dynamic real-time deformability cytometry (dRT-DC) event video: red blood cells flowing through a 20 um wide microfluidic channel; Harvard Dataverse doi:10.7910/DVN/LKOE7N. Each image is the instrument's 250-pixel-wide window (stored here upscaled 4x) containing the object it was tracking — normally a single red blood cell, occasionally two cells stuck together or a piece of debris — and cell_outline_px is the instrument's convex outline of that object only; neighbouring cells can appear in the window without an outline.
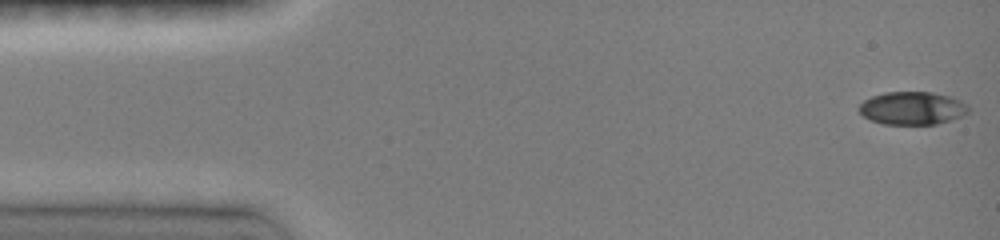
{"species": "common noctule bat (a hibernating species)", "species_latin": "Nyctalus noctula", "temperature_condition": "room temperature", "stored_images_in_passage": 47, "camera_frame_rate_fps": 3000, "um_per_image_px": 0.085, "animal": {"sex": "female", "body_mass_g": 19.0, "forearm_length_mm": 51.5}, "frame": {"image": 1, "passage_image": 1, "time_ms": 0.0, "image_size_px": [1000, 240], "cell_outline_px": [[968, 112], [952, 120], [936, 124], [884, 124], [872, 120], [864, 116], [856, 108], [864, 100], [872, 96], [884, 92], [932, 92], [952, 96], [968, 104]], "centroid_in_image_um": [77.55, 9.18], "position_along_channel_um": 7.5, "area_um2": 21.1}}
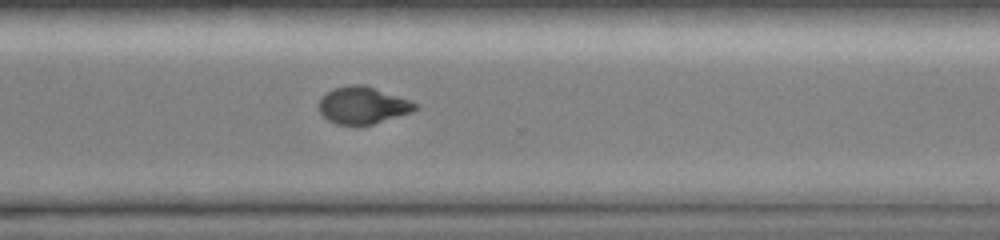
{"frame": {"image": 2, "passage_image": 34, "time_ms": 11.0, "image_size_px": [1000, 240], "cell_outline_px": [[416, 108], [412, 112], [372, 124], [336, 124], [328, 120], [320, 112], [320, 96], [336, 88], [348, 84], [364, 84], [408, 100], [416, 104]], "centroid_in_image_um": [30.8, 8.94], "position_along_channel_um": 339.8, "area_um2": 20.35}}
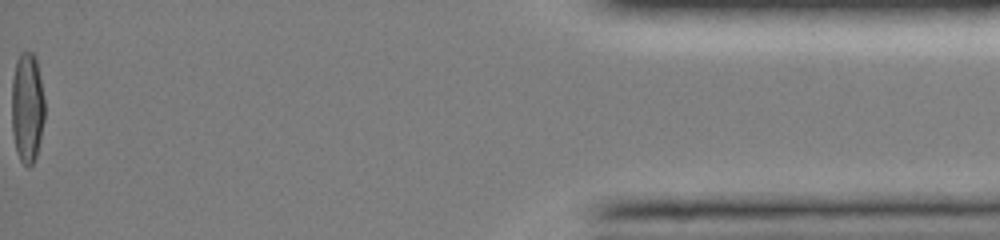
{"frame": {"image": 3, "passage_image": 47, "time_ms": 15.333, "image_size_px": [1000, 240], "cell_outline_px": [[44, 120], [36, 156], [32, 164], [28, 168], [20, 160], [16, 152], [12, 132], [12, 80], [16, 60], [20, 52], [24, 48], [32, 52], [36, 56], [44, 100]], "centroid_in_image_um": [2.3, 9.1], "position_along_channel_um": 432.9, "area_um2": 21.44}, "authors_computed_cell_mechanics": {"area_um2": 21.3282, "velocity_mm_per_s": 4.1055, "shape_relaxation_time_tau1_ms": null, "shape_relaxation_time_tau2_ms": 1.8817, "deformation_change_tau1": null, "deformation_change_tau2": 0.0509}}